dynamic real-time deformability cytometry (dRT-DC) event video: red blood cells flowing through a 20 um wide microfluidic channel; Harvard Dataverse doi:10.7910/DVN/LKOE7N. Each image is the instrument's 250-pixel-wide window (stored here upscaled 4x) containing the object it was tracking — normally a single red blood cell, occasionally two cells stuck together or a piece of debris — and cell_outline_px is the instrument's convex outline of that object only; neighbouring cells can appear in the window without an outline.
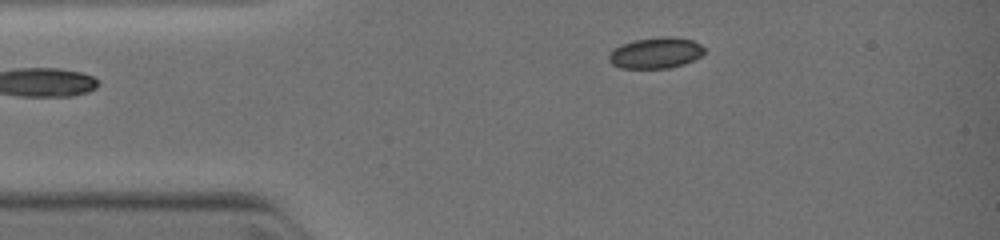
{"species": "common noctule bat (a hibernating species)", "species_latin": "Nyctalus noctula", "temperature_condition": "warm", "stored_images_in_passage": 37, "camera_frame_rate_fps": 3000, "um_per_image_px": 0.085, "animal": {"sex": "female", "body_mass_g": 19.0, "forearm_length_mm": 51.5}, "frame": {"image": 1, "passage_image": 1, "time_ms": 0.0, "image_size_px": [1000, 240], "cell_outline_px": [[704, 52], [700, 56], [684, 64], [668, 68], [620, 68], [612, 64], [608, 60], [608, 56], [616, 48], [624, 44], [636, 40], [692, 40], [700, 44], [704, 48]], "centroid_in_image_um": [55.71, 4.57], "position_along_channel_um": 29.3, "area_um2": 16.07}}
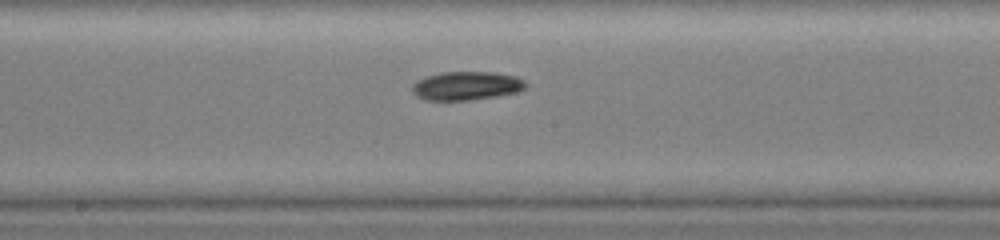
{"frame": {"image": 2, "passage_image": 19, "time_ms": 4.333, "image_size_px": [1000, 240], "cell_outline_px": [[528, 84], [524, 88], [516, 92], [496, 96], [468, 100], [424, 100], [416, 96], [412, 92], [412, 84], [416, 80], [440, 72], [492, 72], [516, 76], [524, 80]], "centroid_in_image_um": [39.62, 7.29], "position_along_channel_um": 208.6, "area_um2": 18.96}}
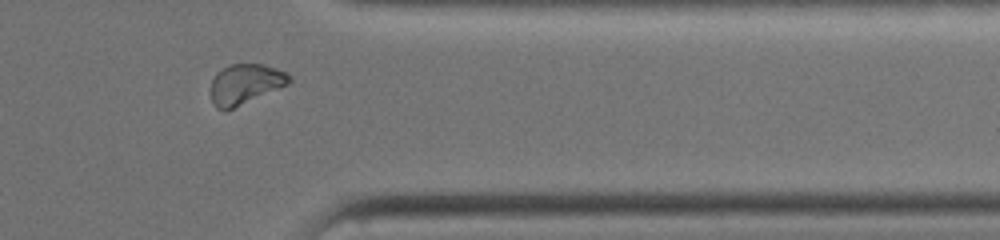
{"frame": {"image": 3, "passage_image": 33, "time_ms": 8.0, "image_size_px": [1000, 240], "cell_outline_px": [[292, 80], [288, 84], [280, 88], [224, 112], [216, 108], [212, 104], [208, 92], [212, 80], [216, 72], [228, 64], [264, 64], [288, 72], [292, 76]], "centroid_in_image_um": [20.81, 7.15], "position_along_channel_um": 390.6, "area_um2": 18.9}}